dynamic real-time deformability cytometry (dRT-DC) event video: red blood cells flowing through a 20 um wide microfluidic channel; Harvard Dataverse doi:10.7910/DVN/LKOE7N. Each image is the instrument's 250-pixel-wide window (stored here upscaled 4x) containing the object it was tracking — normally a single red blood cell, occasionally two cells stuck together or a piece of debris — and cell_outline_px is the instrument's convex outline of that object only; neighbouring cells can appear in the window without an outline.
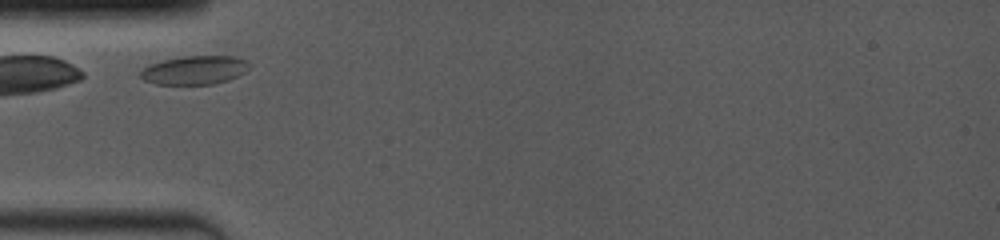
{"species": "common noctule bat (a hibernating species)", "species_latin": "Nyctalus noctula", "temperature_condition": "room temperature", "stored_images_in_passage": 22, "camera_frame_rate_fps": 4000, "um_per_image_px": 0.085, "animal": {"sex": "female", "body_mass_g": 19.0, "forearm_length_mm": 53.3}, "frame": {"image": 1, "passage_image": 1, "time_ms": 0.0, "image_size_px": [1000, 240], "cell_outline_px": [[248, 68], [244, 72], [228, 80], [212, 84], [156, 84], [144, 80], [140, 76], [140, 72], [148, 64], [180, 56], [236, 56], [248, 60]], "centroid_in_image_um": [16.53, 5.95], "position_along_channel_um": 68.5, "area_um2": 18.15}}
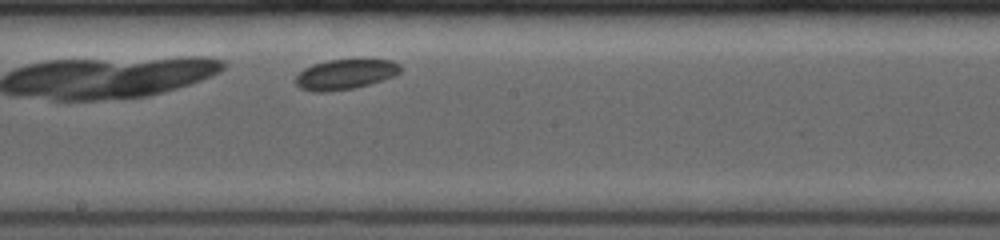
{"frame": {"image": 2, "passage_image": 10, "time_ms": 4.0, "image_size_px": [1000, 240], "cell_outline_px": [[400, 72], [392, 76], [368, 84], [352, 88], [320, 92], [312, 92], [300, 88], [296, 84], [296, 76], [304, 68], [312, 64], [328, 60], [392, 60], [400, 64]], "centroid_in_image_um": [29.3, 6.31], "position_along_channel_um": 218.9, "area_um2": 18.03}}
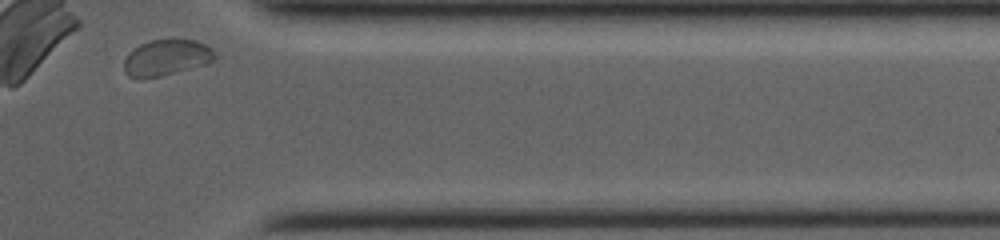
{"frame": {"image": 3, "passage_image": 22, "time_ms": 8.75, "image_size_px": [1000, 240], "cell_outline_px": [[216, 56], [212, 60], [188, 68], [160, 76], [144, 80], [140, 80], [128, 76], [124, 72], [124, 60], [128, 52], [140, 44], [152, 40], [172, 36], [196, 40], [204, 44]], "centroid_in_image_um": [14.04, 4.86], "position_along_channel_um": 397.4, "area_um2": 19.31}}